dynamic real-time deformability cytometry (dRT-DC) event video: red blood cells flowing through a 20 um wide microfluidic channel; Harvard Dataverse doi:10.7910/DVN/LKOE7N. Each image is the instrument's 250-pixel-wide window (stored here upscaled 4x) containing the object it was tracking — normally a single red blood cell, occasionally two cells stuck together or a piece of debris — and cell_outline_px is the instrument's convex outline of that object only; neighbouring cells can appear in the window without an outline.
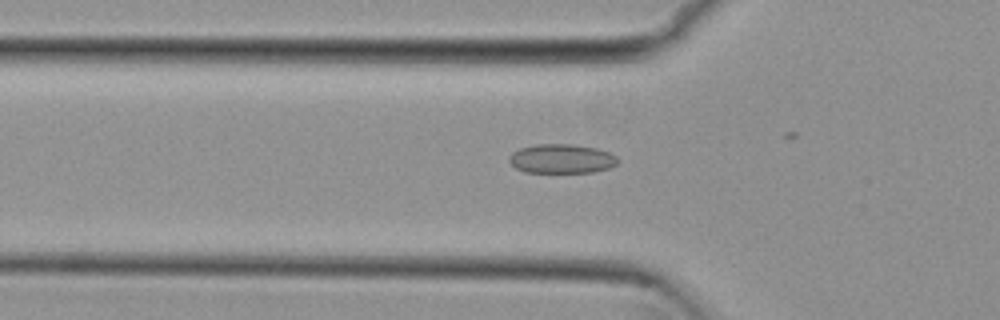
{"species": "common noctule bat (a hibernating species)", "species_latin": "Nyctalus noctula", "temperature_condition": "cold", "stored_images_in_passage": 17, "camera_frame_rate_fps": 3000, "um_per_image_px": 0.085, "animal": {"sex": "female", "body_mass_g": 29.2, "forearm_length_mm": 56.3}, "frame": {"image": 1, "passage_image": 7, "time_ms": 2.0, "image_size_px": [1000, 320], "cell_outline_px": [[620, 160], [616, 164], [608, 168], [592, 172], [524, 172], [516, 168], [508, 160], [508, 156], [512, 152], [520, 148], [536, 144], [572, 144], [596, 148], [608, 152], [616, 156]], "centroid_in_image_um": [47.72, 13.49], "position_along_channel_um": 78.1, "area_um2": 18.5}}
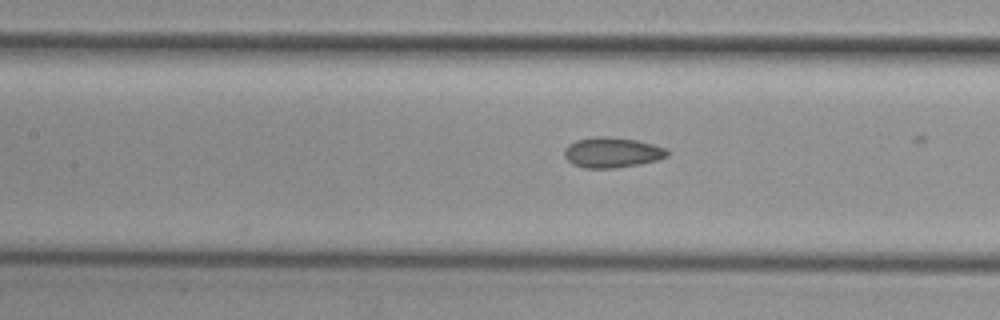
{"frame": {"image": 2, "passage_image": 13, "time_ms": 4.0, "image_size_px": [1000, 320], "cell_outline_px": [[668, 156], [656, 160], [640, 164], [616, 168], [584, 168], [572, 164], [564, 156], [564, 148], [568, 144], [576, 140], [592, 136], [608, 136], [636, 140], [668, 148]], "centroid_in_image_um": [52.0, 12.95], "position_along_channel_um": 155.4, "area_um2": 18.38}}
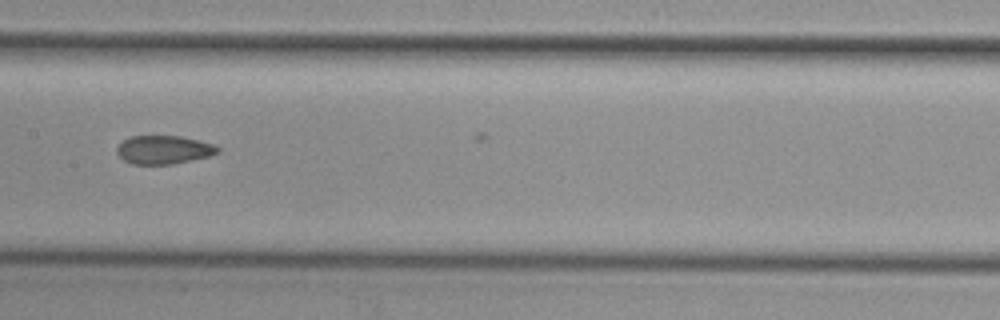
{"frame": {"image": 3, "passage_image": 16, "time_ms": 5.0, "image_size_px": [1000, 320], "cell_outline_px": [[220, 152], [208, 156], [192, 160], [172, 164], [132, 164], [124, 160], [116, 152], [116, 148], [124, 140], [132, 136], [180, 136], [212, 144], [220, 148]], "centroid_in_image_um": [13.91, 12.73], "position_along_channel_um": 193.5, "area_um2": 16.53}}